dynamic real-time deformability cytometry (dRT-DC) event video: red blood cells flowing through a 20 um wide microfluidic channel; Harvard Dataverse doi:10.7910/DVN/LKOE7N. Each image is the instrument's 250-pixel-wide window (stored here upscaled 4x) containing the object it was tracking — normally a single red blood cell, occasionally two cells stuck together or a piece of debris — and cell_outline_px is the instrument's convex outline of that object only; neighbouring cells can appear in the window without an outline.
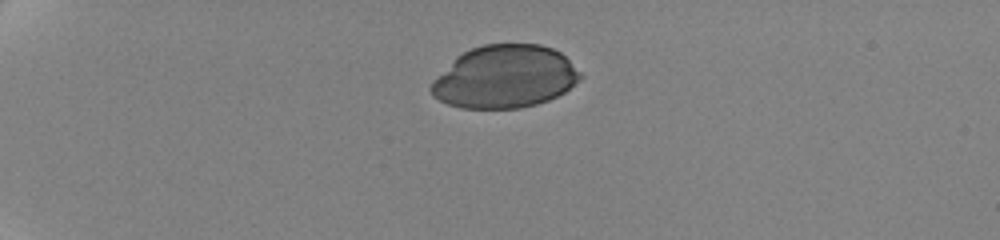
{"species": "human", "species_latin": "Homo sapiens", "temperature_condition": "cold", "stored_images_in_passage": 4, "camera_frame_rate_fps": 3000, "um_per_image_px": 0.085, "donor": {"sex": "female"}, "frame": {"image": 1, "passage_image": 1, "time_ms": 0.0, "image_size_px": [1000, 240], "cell_outline_px": [[584, 76], [580, 80], [564, 92], [548, 100], [536, 104], [520, 108], [460, 108], [448, 104], [432, 96], [428, 88], [432, 80], [456, 56], [472, 48], [484, 44], [540, 44], [552, 48], [560, 52]], "centroid_in_image_um": [42.88, 6.53], "position_along_channel_um": 42.1, "area_um2": 54.62}}